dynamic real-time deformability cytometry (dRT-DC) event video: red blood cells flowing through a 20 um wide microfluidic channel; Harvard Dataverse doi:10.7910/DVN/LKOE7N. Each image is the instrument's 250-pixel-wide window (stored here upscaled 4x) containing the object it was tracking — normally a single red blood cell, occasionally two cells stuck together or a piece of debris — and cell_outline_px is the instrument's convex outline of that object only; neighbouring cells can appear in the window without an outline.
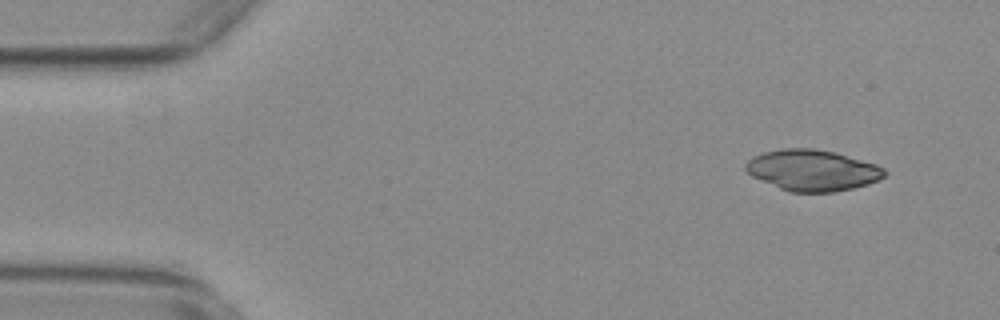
{"species": "common noctule bat (a hibernating species)", "species_latin": "Nyctalus noctula", "temperature_condition": "warm", "stored_images_in_passage": 50, "camera_frame_rate_fps": 3000, "um_per_image_px": 0.085, "animal": {"sex": "female", "body_mass_g": 29.2, "forearm_length_mm": 56.3}, "frame": {"image": 1, "passage_image": 1, "time_ms": 0.0, "image_size_px": [1000, 320], "cell_outline_px": [[888, 172], [880, 180], [868, 184], [852, 188], [832, 192], [792, 192], [780, 188], [752, 176], [744, 168], [744, 164], [752, 156], [764, 152], [784, 148], [812, 148], [832, 152], [876, 164], [884, 168]], "centroid_in_image_um": [69.05, 14.47], "position_along_channel_um": 15.9, "area_um2": 33.0}}